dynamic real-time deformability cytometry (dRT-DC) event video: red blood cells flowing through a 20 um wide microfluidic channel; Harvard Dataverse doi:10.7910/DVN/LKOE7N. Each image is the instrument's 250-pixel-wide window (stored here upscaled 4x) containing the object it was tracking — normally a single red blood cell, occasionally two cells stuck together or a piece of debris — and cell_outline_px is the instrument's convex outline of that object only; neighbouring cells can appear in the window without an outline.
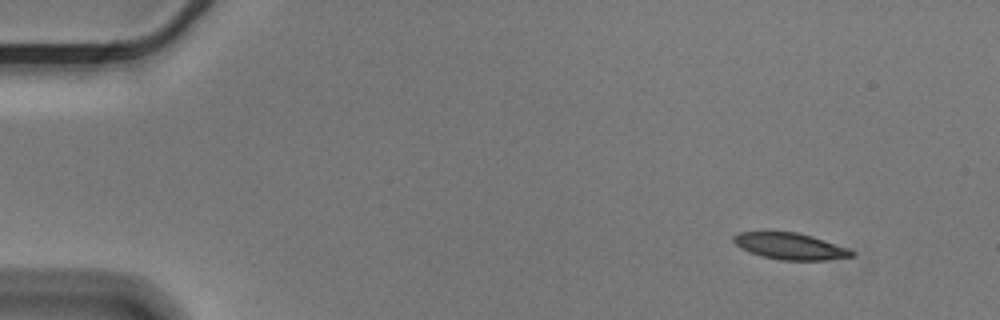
{"species": "Egyptian fruit bat (a non-hibernating species)", "species_latin": "Rousettus aegyptiacus", "temperature_condition": "cold", "stored_images_in_passage": 52, "camera_frame_rate_fps": 3000, "um_per_image_px": 0.085, "animal": {"sex": "male"}, "frame": {"image": 1, "passage_image": 1, "time_ms": 0.0, "image_size_px": [1000, 320], "cell_outline_px": [[856, 256], [828, 260], [780, 260], [764, 256], [740, 248], [732, 240], [732, 236], [740, 232], [796, 232], [812, 236], [848, 248], [856, 252]], "centroid_in_image_um": [67.21, 20.93], "position_along_channel_um": 17.8, "area_um2": 18.15}}
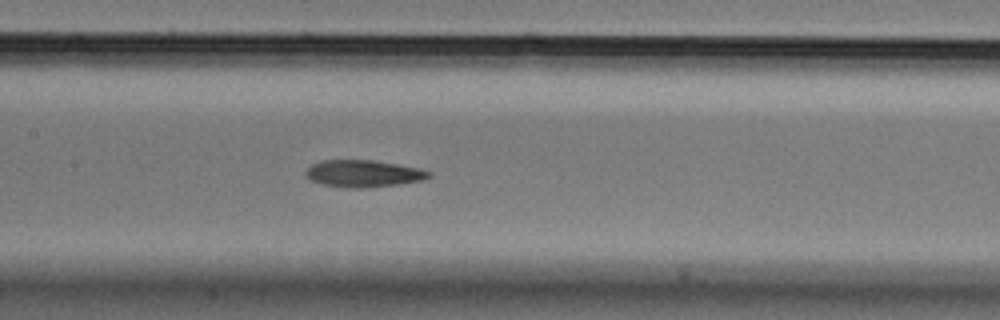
{"frame": {"image": 2, "passage_image": 23, "time_ms": 7.333, "image_size_px": [1000, 320], "cell_outline_px": [[432, 176], [424, 180], [400, 184], [360, 188], [344, 188], [320, 184], [304, 176], [304, 172], [312, 164], [320, 160], [372, 160], [420, 168], [432, 172]], "centroid_in_image_um": [30.88, 14.76], "position_along_channel_um": 176.5, "area_um2": 19.59}}
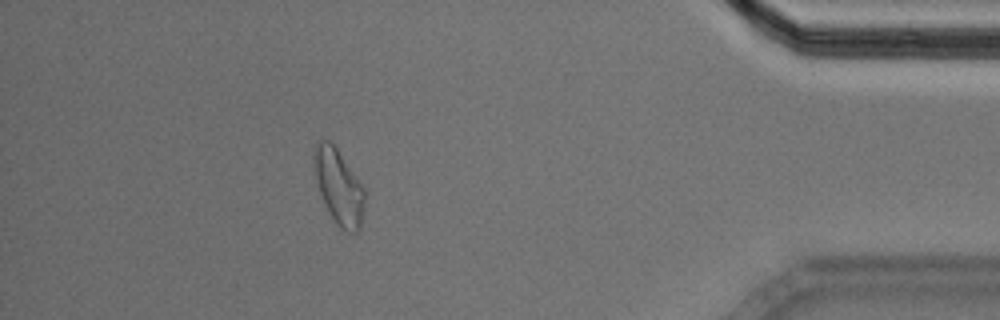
{"frame": {"image": 3, "passage_image": 46, "time_ms": 15.0, "image_size_px": [1000, 320], "cell_outline_px": [[364, 204], [360, 228], [356, 232], [348, 232], [340, 228], [336, 224], [328, 212], [324, 204], [320, 192], [312, 160], [312, 156], [316, 144], [320, 140], [328, 140], [336, 148], [364, 188]], "centroid_in_image_um": [28.77, 15.89], "position_along_channel_um": 406.4, "area_um2": 21.79}, "authors_computed_cell_mechanics": {"area_um2": 19.3052, "velocity_mm_per_s": 3.567, "shape_relaxation_time_tau1_ms": 5.0512, "shape_relaxation_time_tau2_ms": 7.2165, "deformation_change_tau1": 0.151, "deformation_change_tau2": 0.1356}}